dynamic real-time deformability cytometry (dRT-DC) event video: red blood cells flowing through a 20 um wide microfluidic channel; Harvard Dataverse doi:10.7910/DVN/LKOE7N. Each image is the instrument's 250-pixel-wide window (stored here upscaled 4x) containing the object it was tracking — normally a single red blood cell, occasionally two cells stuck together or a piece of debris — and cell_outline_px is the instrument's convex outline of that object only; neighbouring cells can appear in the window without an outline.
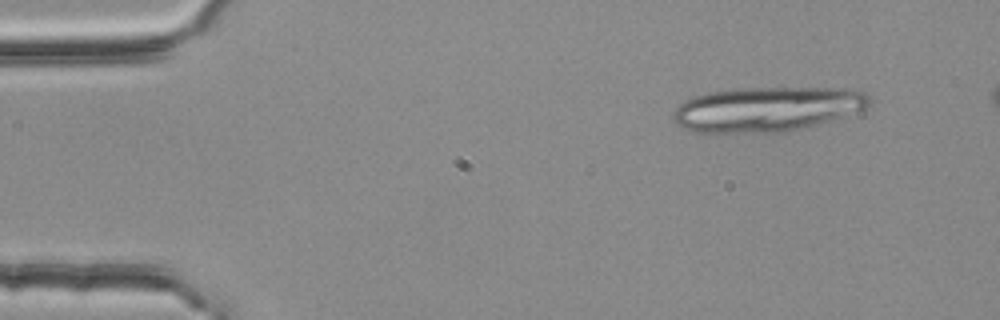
{"species": "common noctule bat (a hibernating species)", "species_latin": "Nyctalus noctula", "temperature_condition": "room temperature", "stored_images_in_passage": 14, "camera_frame_rate_fps": 3000, "um_per_image_px": 0.085, "animal": {"sex": "female", "body_mass_g": 25.1}, "frame": {"image": 1, "passage_image": 1, "time_ms": 0.0, "image_size_px": [1000, 320], "cell_outline_px": [[872, 100], [868, 108], [816, 124], [780, 132], [692, 132], [676, 124], [676, 108], [684, 100], [692, 96], [708, 92], [736, 88], [860, 88], [872, 96]], "centroid_in_image_um": [65.25, 9.24], "position_along_channel_um": 19.7, "area_um2": 51.04}}